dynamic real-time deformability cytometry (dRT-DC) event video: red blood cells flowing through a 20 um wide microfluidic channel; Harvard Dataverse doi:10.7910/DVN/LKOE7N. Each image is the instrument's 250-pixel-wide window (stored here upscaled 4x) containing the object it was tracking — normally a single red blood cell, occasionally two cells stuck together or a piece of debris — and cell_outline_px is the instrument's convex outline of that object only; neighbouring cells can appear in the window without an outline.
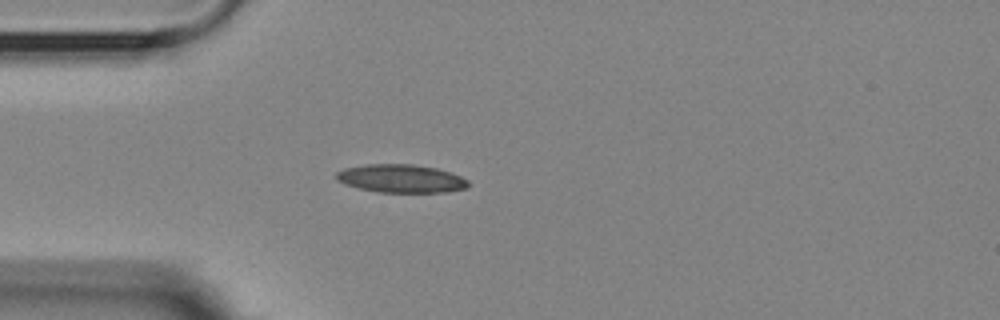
{"species": "Egyptian fruit bat (a non-hibernating species)", "species_latin": "Rousettus aegyptiacus", "temperature_condition": "room temperature", "stored_images_in_passage": 5, "camera_frame_rate_fps": 3000, "um_per_image_px": 0.085, "animal": {"sex": "female"}, "frame": {"image": 1, "passage_image": 4, "time_ms": 3.333, "image_size_px": [1000, 320], "cell_outline_px": [[468, 188], [448, 192], [376, 192], [344, 184], [336, 180], [336, 172], [344, 168], [368, 164], [412, 164], [436, 168], [460, 176], [468, 180]], "centroid_in_image_um": [34.07, 15.18], "position_along_channel_um": 50.9, "area_um2": 21.68}}